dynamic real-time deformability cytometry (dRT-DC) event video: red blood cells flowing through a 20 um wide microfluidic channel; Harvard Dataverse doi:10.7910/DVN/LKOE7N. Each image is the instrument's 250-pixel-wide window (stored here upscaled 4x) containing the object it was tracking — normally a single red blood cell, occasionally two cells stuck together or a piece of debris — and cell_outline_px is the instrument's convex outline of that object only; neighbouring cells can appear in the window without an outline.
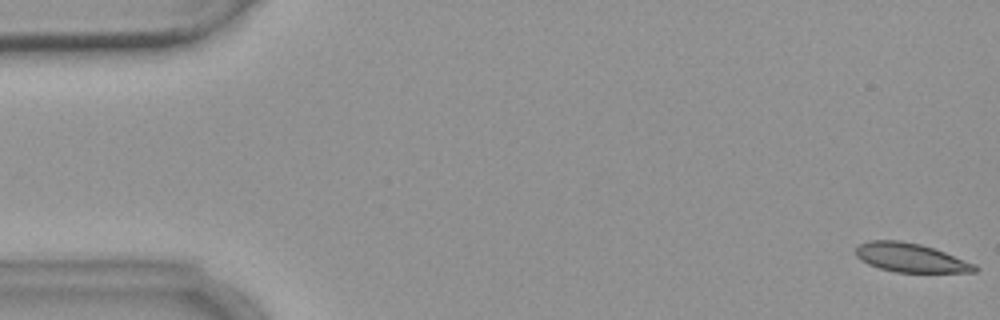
{"species": "common noctule bat (a hibernating species)", "species_latin": "Nyctalus noctula", "temperature_condition": "warm", "stored_images_in_passage": 5, "camera_frame_rate_fps": 3000, "um_per_image_px": 0.085, "animal": {"sex": "female", "body_mass_g": 18.4}, "frame": {"image": 1, "passage_image": 1, "time_ms": 0.0, "image_size_px": [1000, 320], "cell_outline_px": [[980, 268], [976, 272], [896, 272], [880, 268], [868, 264], [860, 260], [856, 256], [856, 248], [860, 244], [868, 240], [900, 240], [920, 244], [944, 252], [976, 264]], "centroid_in_image_um": [77.4, 21.9], "position_along_channel_um": 7.6, "area_um2": 20.0}}